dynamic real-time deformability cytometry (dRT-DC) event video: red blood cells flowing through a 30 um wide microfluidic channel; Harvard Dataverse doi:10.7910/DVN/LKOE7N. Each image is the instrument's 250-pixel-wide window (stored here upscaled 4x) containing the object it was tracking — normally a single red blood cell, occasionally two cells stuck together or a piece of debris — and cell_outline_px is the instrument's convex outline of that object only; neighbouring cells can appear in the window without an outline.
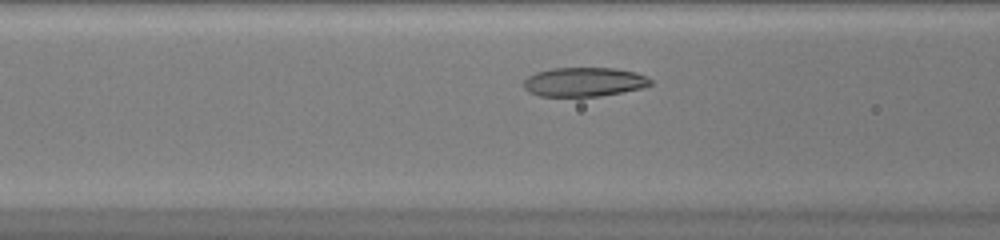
{"species": "common noctule bat (a hibernating species)", "species_latin": "Nyctalus noctula", "temperature_condition": "warm", "stored_images_in_passage": 33, "camera_frame_rate_fps": 3000, "um_per_image_px": 0.085, "animal": {"sex": "female", "body_mass_g": 20.0, "forearm_length_mm": 54.0}, "frame": {"image": 1, "passage_image": 9, "time_ms": 2.667, "image_size_px": [1000, 240], "cell_outline_px": [[652, 84], [640, 88], [600, 96], [540, 96], [528, 92], [524, 88], [524, 80], [528, 76], [536, 72], [552, 68], [612, 68], [636, 72], [652, 80]], "centroid_in_image_um": [49.61, 6.96], "position_along_channel_um": 117.0, "area_um2": 21.39}}
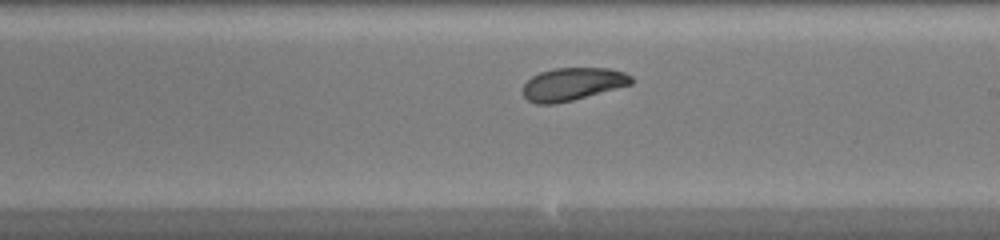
{"frame": {"image": 2, "passage_image": 18, "time_ms": 5.667, "image_size_px": [1000, 240], "cell_outline_px": [[632, 84], [572, 100], [556, 104], [536, 104], [528, 100], [524, 96], [524, 84], [532, 76], [540, 72], [552, 68], [608, 68], [624, 72], [632, 76]], "centroid_in_image_um": [48.66, 7.14], "position_along_channel_um": 240.3, "area_um2": 20.58}}
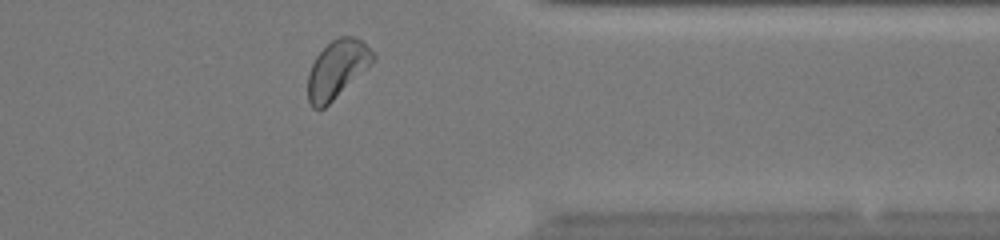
{"frame": {"image": 3, "passage_image": 29, "time_ms": 9.333, "image_size_px": [1000, 240], "cell_outline_px": [[376, 56], [324, 108], [312, 108], [308, 100], [308, 72], [316, 56], [332, 40], [340, 36], [352, 36], [360, 40], [376, 52]], "centroid_in_image_um": [28.61, 5.85], "position_along_channel_um": 382.8, "area_um2": 21.1}}